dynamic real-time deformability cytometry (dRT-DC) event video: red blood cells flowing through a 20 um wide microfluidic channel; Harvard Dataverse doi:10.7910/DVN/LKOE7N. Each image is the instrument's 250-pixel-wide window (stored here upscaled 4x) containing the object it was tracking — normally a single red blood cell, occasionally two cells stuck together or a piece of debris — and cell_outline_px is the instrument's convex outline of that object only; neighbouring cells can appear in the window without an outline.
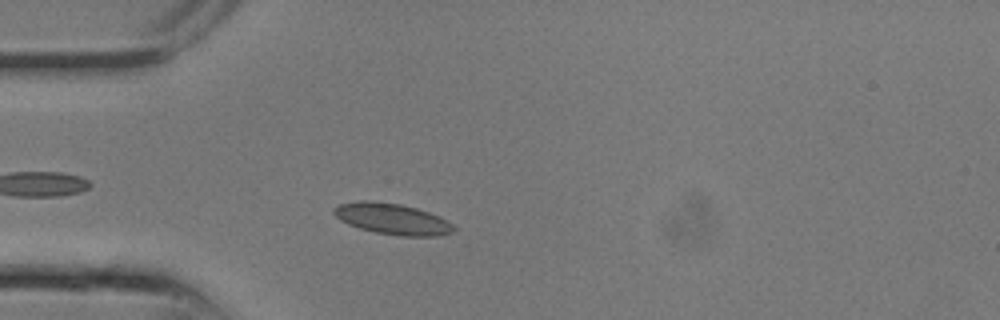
{"species": "common noctule bat (a hibernating species)", "species_latin": "Nyctalus noctula", "temperature_condition": "room temperature", "stored_images_in_passage": 5, "camera_frame_rate_fps": 3000, "um_per_image_px": 0.085, "animal": {"sex": "male", "body_mass_g": 13.3}, "frame": {"image": 1, "passage_image": 3, "time_ms": 0.667, "image_size_px": [1000, 320], "cell_outline_px": [[456, 228], [452, 232], [436, 236], [400, 236], [376, 232], [360, 228], [348, 224], [340, 220], [332, 212], [332, 208], [340, 204], [360, 200], [368, 200], [400, 204], [416, 208], [440, 216], [452, 224]], "centroid_in_image_um": [33.33, 18.6], "position_along_channel_um": 51.7, "area_um2": 21.62}}
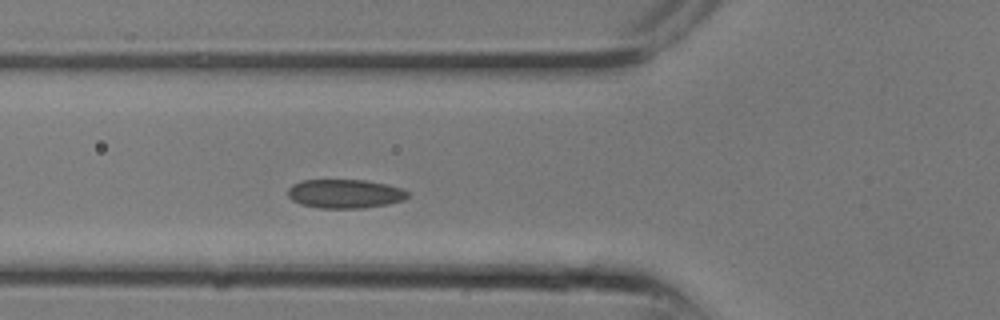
{"frame": {"image": 2, "passage_image": 5, "time_ms": 1.333, "image_size_px": [1000, 320], "cell_outline_px": [[408, 196], [404, 200], [388, 204], [360, 208], [320, 208], [300, 204], [292, 200], [288, 196], [288, 188], [292, 184], [300, 180], [364, 180], [388, 184], [400, 188], [408, 192]], "centroid_in_image_um": [29.3, 16.46], "position_along_channel_um": 96.5, "area_um2": 20.23}}